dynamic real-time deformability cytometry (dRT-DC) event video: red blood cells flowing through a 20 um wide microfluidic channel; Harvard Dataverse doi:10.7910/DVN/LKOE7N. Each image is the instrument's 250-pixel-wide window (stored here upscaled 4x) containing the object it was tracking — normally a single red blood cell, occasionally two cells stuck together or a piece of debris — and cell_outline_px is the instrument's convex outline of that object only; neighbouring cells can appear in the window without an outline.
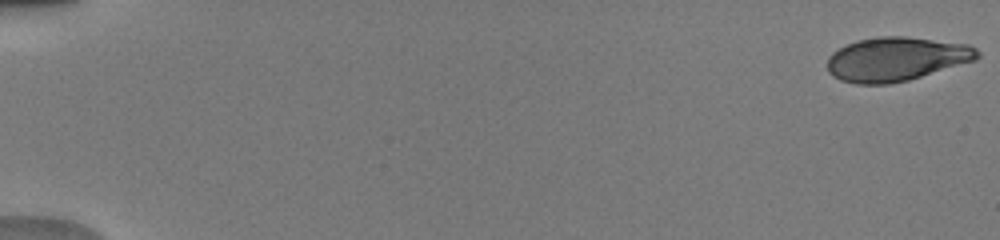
{"species": "human", "species_latin": "Homo sapiens", "temperature_condition": "warm", "stored_images_in_passage": 22, "camera_frame_rate_fps": 3000, "um_per_image_px": 0.085, "donor": {"sex": "male"}, "frame": {"image": 1, "passage_image": 1, "time_ms": 0.0, "image_size_px": [1000, 240], "cell_outline_px": [[980, 56], [976, 60], [908, 80], [888, 84], [856, 84], [840, 80], [832, 76], [828, 72], [828, 56], [832, 52], [856, 40], [876, 36], [904, 36], [968, 44], [976, 48], [980, 52]], "centroid_in_image_um": [76.17, 5.02], "position_along_channel_um": 8.8, "area_um2": 38.55}}
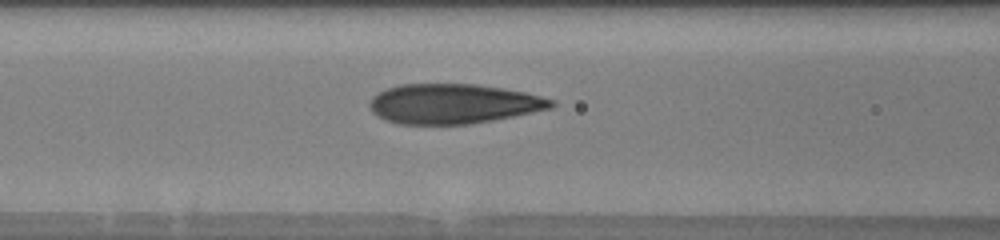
{"frame": {"image": 2, "passage_image": 19, "time_ms": 7.667, "image_size_px": [1000, 240], "cell_outline_px": [[556, 104], [552, 108], [492, 120], [468, 124], [396, 124], [376, 116], [372, 112], [368, 104], [368, 100], [372, 96], [388, 88], [400, 84], [476, 84], [504, 88], [524, 92], [556, 100]], "centroid_in_image_um": [38.5, 8.82], "position_along_channel_um": 128.1, "area_um2": 42.25}}
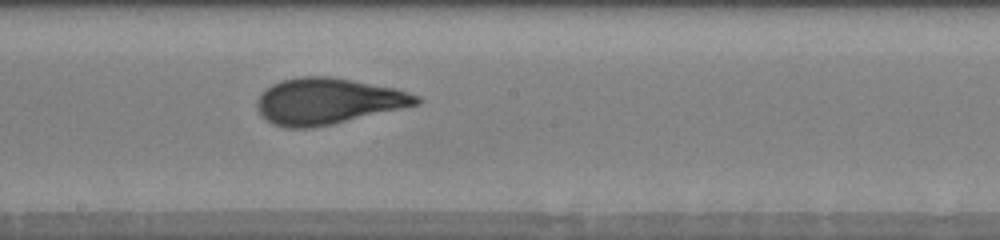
{"frame": {"image": 3, "passage_image": 22, "time_ms": 10.0, "image_size_px": [1000, 240], "cell_outline_px": [[424, 100], [420, 104], [404, 108], [332, 124], [312, 128], [284, 128], [272, 124], [256, 108], [256, 100], [272, 84], [280, 80], [300, 76], [332, 76], [396, 88], [420, 96]], "centroid_in_image_um": [27.9, 8.6], "position_along_channel_um": 220.3, "area_um2": 43.06}}